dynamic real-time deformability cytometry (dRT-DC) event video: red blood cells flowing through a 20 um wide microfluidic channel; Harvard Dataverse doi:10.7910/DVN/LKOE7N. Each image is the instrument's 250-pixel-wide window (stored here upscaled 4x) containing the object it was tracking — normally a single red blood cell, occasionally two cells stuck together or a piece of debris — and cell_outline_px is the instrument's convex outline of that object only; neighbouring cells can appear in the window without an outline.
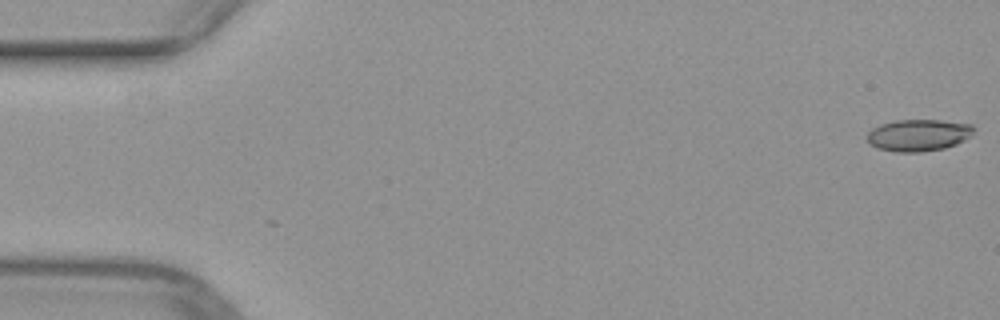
{"species": "common noctule bat (a hibernating species)", "species_latin": "Nyctalus noctula", "temperature_condition": "warm", "stored_images_in_passage": 51, "camera_frame_rate_fps": 3000, "um_per_image_px": 0.085, "animal": {"sex": "female", "body_mass_g": 29.2, "forearm_length_mm": 56.3}, "frame": {"image": 1, "passage_image": 1, "time_ms": 0.0, "image_size_px": [1000, 320], "cell_outline_px": [[976, 128], [972, 136], [956, 144], [944, 148], [920, 152], [896, 152], [876, 148], [868, 144], [868, 132], [872, 128], [880, 124], [896, 120], [940, 120], [972, 124]], "centroid_in_image_um": [78.08, 11.49], "position_along_channel_um": 6.9, "area_um2": 20.0}}
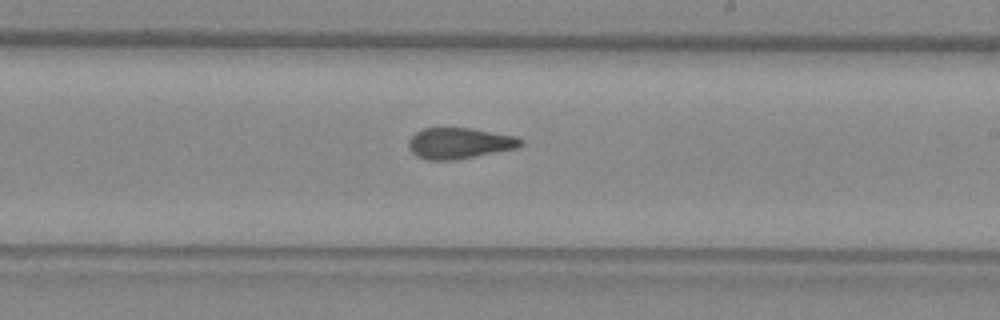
{"frame": {"image": 2, "passage_image": 30, "time_ms": 9.667, "image_size_px": [1000, 320], "cell_outline_px": [[524, 144], [516, 148], [452, 160], [428, 160], [416, 156], [408, 148], [408, 140], [420, 128], [472, 128], [516, 136], [524, 140]], "centroid_in_image_um": [39.03, 12.16], "position_along_channel_um": 250.0, "area_um2": 20.23}}
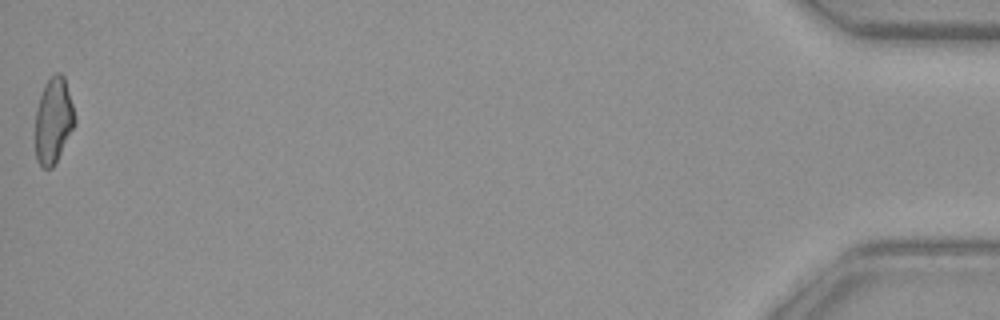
{"frame": {"image": 3, "passage_image": 51, "time_ms": 16.667, "image_size_px": [1000, 320], "cell_outline_px": [[76, 124], [52, 168], [44, 168], [36, 160], [36, 112], [40, 96], [44, 84], [56, 72], [60, 72], [64, 76], [72, 104], [76, 120]], "centroid_in_image_um": [4.55, 10.24], "position_along_channel_um": 430.7, "area_um2": 19.48}}